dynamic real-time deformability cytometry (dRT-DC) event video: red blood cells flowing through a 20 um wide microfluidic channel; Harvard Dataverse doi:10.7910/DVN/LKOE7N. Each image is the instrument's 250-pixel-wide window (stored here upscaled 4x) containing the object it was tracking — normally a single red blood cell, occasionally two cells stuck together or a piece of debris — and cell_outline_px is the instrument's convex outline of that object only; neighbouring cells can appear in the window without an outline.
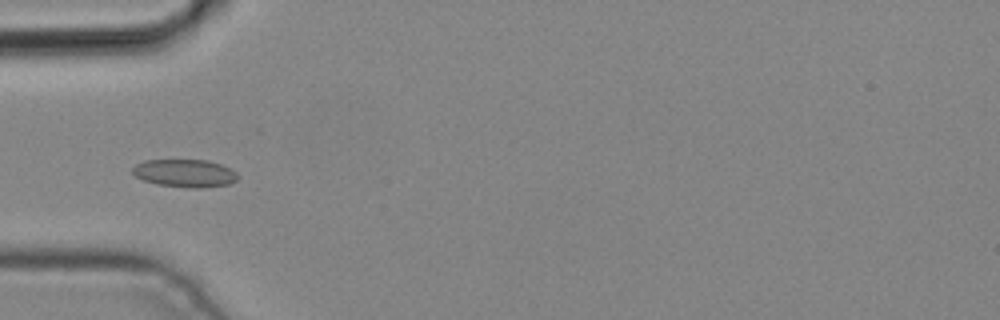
{"species": "common noctule bat (a hibernating species)", "species_latin": "Nyctalus noctula", "temperature_condition": "cold", "stored_images_in_passage": 3, "camera_frame_rate_fps": 3000, "um_per_image_px": 0.085, "animal": {"sex": "male", "body_mass_g": 19.2, "forearm_length_mm": 51.8}, "frame": {"image": 1, "passage_image": 2, "time_ms": 0.333, "image_size_px": [1000, 320], "cell_outline_px": [[240, 176], [236, 180], [228, 184], [200, 188], [192, 188], [156, 184], [144, 180], [136, 176], [132, 172], [132, 168], [136, 164], [144, 160], [208, 160], [220, 164], [236, 172]], "centroid_in_image_um": [15.71, 14.72], "position_along_channel_um": 69.3, "area_um2": 16.99}}
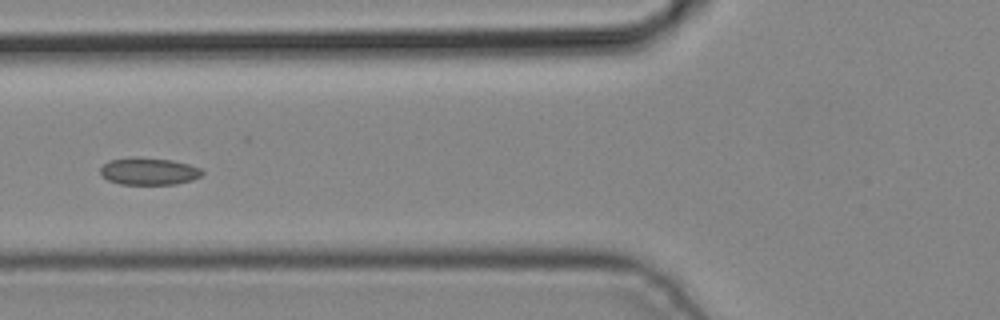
{"frame": {"image": 2, "passage_image": 3, "time_ms": 0.667, "image_size_px": [1000, 320], "cell_outline_px": [[204, 172], [200, 176], [192, 180], [176, 184], [120, 184], [108, 180], [100, 176], [100, 168], [108, 160], [132, 156], [136, 156], [172, 160], [188, 164], [200, 168]], "centroid_in_image_um": [12.61, 14.55], "position_along_channel_um": 113.2, "area_um2": 16.36}}